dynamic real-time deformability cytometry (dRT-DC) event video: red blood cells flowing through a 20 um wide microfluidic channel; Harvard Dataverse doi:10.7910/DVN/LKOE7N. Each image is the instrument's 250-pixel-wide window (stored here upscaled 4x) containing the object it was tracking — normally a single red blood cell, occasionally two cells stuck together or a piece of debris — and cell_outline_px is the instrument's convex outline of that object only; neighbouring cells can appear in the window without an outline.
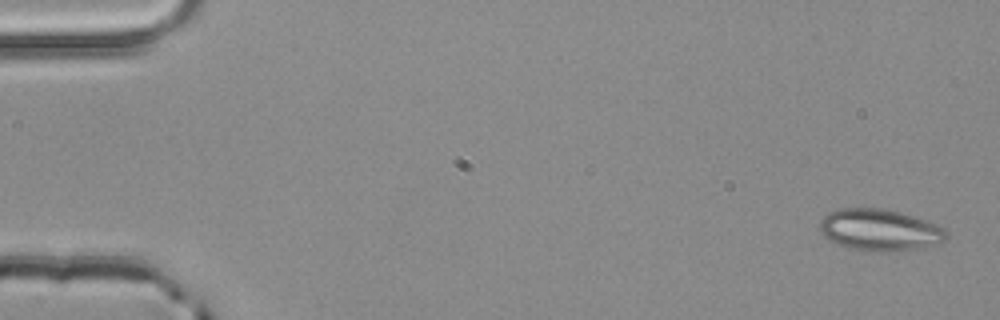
{"species": "common noctule bat (a hibernating species)", "species_latin": "Nyctalus noctula", "temperature_condition": "room temperature", "stored_images_in_passage": 4, "camera_frame_rate_fps": 3000, "um_per_image_px": 0.085, "animal": {"sex": "male", "body_mass_g": 20.4}, "frame": {"image": 1, "passage_image": 1, "time_ms": 0.0, "image_size_px": [1000, 320], "cell_outline_px": [[948, 232], [944, 240], [920, 248], [896, 252], [880, 252], [848, 248], [828, 240], [820, 232], [820, 220], [828, 212], [836, 208], [884, 208], [900, 212], [936, 224], [944, 228]], "centroid_in_image_um": [74.73, 19.54], "position_along_channel_um": 10.3, "area_um2": 30.87}}